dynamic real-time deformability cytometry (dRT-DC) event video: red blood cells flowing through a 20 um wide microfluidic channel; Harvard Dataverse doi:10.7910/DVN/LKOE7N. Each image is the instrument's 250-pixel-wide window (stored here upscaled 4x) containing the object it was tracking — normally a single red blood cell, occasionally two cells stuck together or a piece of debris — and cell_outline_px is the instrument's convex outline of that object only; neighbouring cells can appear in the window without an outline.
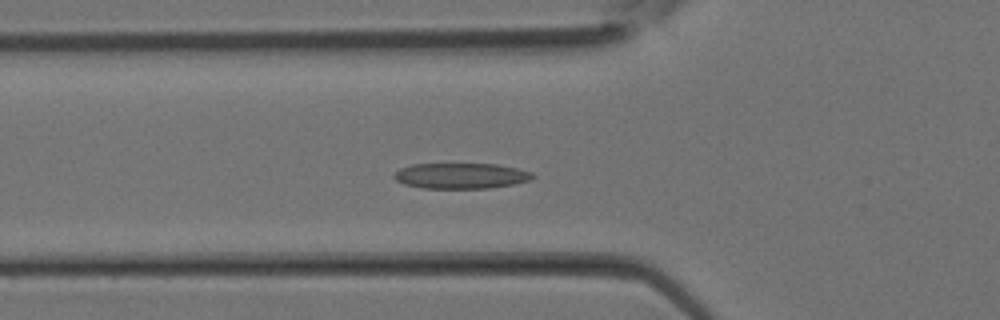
{"species": "Egyptian fruit bat (a non-hibernating species)", "species_latin": "Rousettus aegyptiacus", "temperature_condition": "room temperature", "stored_images_in_passage": 29, "camera_frame_rate_fps": 3000, "um_per_image_px": 0.085, "animal": {"sex": "female"}, "frame": {"image": 1, "passage_image": 8, "time_ms": 2.333, "image_size_px": [1000, 320], "cell_outline_px": [[536, 176], [528, 180], [512, 184], [488, 188], [424, 188], [404, 184], [396, 180], [392, 176], [400, 168], [412, 164], [496, 164], [516, 168], [532, 172]], "centroid_in_image_um": [39.16, 14.94], "position_along_channel_um": 86.6, "area_um2": 20.52}}
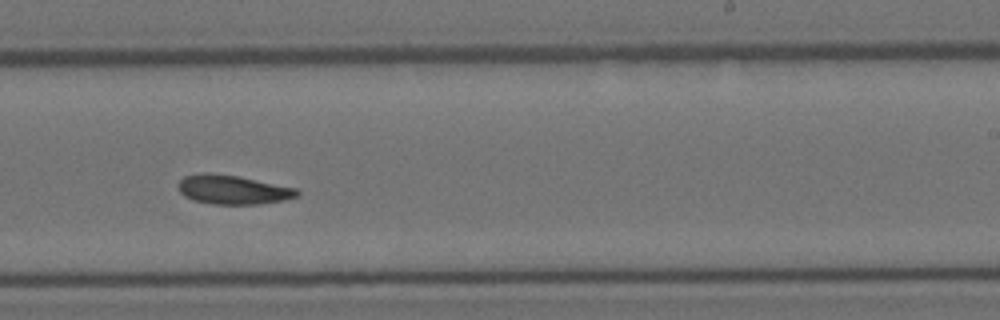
{"frame": {"image": 2, "passage_image": 17, "time_ms": 5.333, "image_size_px": [1000, 320], "cell_outline_px": [[300, 196], [284, 200], [260, 204], [212, 204], [192, 200], [184, 196], [180, 192], [176, 184], [184, 176], [200, 172], [208, 172], [240, 176], [296, 188], [300, 192]], "centroid_in_image_um": [19.77, 16.11], "position_along_channel_um": 269.2, "area_um2": 20.52}}
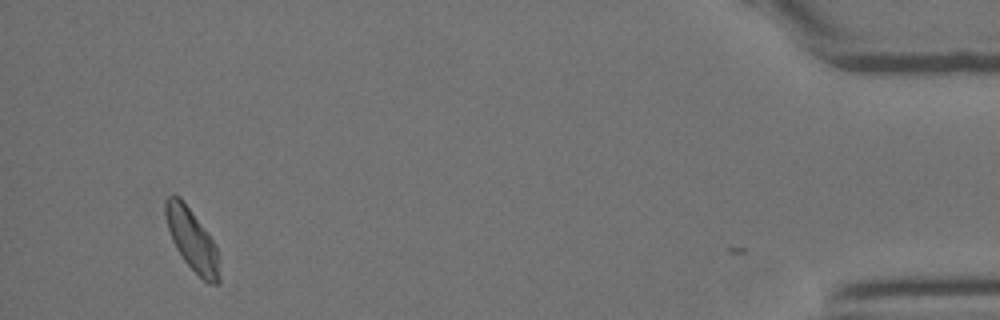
{"frame": {"image": 3, "passage_image": 28, "time_ms": 9.0, "image_size_px": [1000, 320], "cell_outline_px": [[220, 284], [208, 284], [184, 260], [176, 248], [172, 240], [168, 228], [164, 212], [164, 200], [172, 192], [180, 196], [216, 244], [220, 280]], "centroid_in_image_um": [16.3, 20.34], "position_along_channel_um": 418.9, "area_um2": 19.31}}